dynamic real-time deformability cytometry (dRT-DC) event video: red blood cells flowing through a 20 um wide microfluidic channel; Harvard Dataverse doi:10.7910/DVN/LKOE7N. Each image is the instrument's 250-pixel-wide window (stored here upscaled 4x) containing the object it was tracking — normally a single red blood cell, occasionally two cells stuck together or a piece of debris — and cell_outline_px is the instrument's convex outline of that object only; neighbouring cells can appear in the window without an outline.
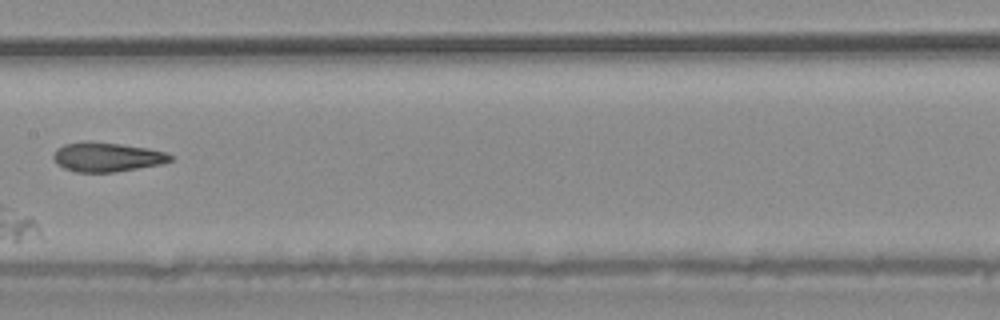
{"species": "common noctule bat (a hibernating species)", "species_latin": "Nyctalus noctula", "temperature_condition": "warm", "stored_images_in_passage": 7, "segment_of_instrument_passage": [2, 2], "camera_frame_rate_fps": 3000, "um_per_image_px": 0.085, "animal": {"sex": "male", "body_mass_g": 20.4}, "frame": {"image": 1, "passage_image": 7, "time_ms": 7.0, "image_size_px": [1000, 320], "cell_outline_px": [[176, 156], [172, 160], [164, 164], [116, 172], [76, 172], [64, 168], [56, 164], [52, 156], [56, 148], [64, 144], [84, 140], [88, 140], [120, 144], [148, 148], [164, 152]], "centroid_in_image_um": [9.09, 13.34], "position_along_channel_um": 198.3, "area_um2": 20.4}}